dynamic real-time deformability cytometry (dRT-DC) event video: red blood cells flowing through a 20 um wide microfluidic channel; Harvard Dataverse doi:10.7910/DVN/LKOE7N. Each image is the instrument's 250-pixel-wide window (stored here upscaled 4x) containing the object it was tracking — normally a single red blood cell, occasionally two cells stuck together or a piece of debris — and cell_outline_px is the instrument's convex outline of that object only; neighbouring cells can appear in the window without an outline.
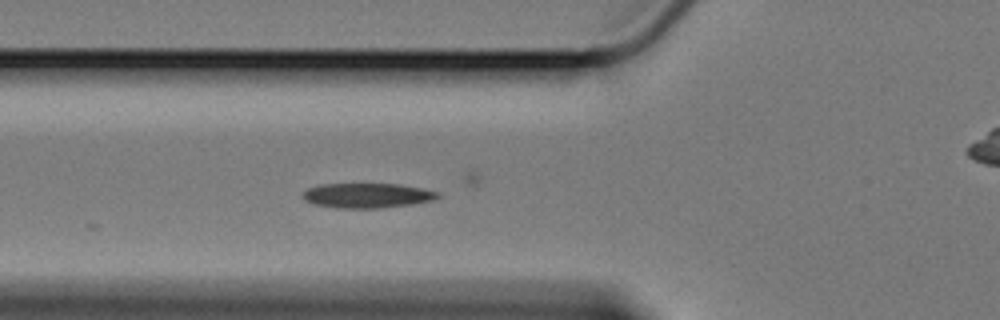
{"species": "Egyptian fruit bat (a non-hibernating species)", "species_latin": "Rousettus aegyptiacus", "temperature_condition": "cold", "stored_images_in_passage": 63, "camera_frame_rate_fps": 3000, "um_per_image_px": 0.085, "animal": {"sex": "female"}, "frame": {"image": 1, "passage_image": 24, "time_ms": 7.667, "image_size_px": [1000, 320], "cell_outline_px": [[440, 196], [432, 200], [412, 204], [384, 208], [336, 208], [312, 204], [304, 200], [300, 196], [308, 188], [320, 184], [400, 184], [424, 188], [440, 192]], "centroid_in_image_um": [31.2, 16.62], "position_along_channel_um": 94.6, "area_um2": 19.77}}
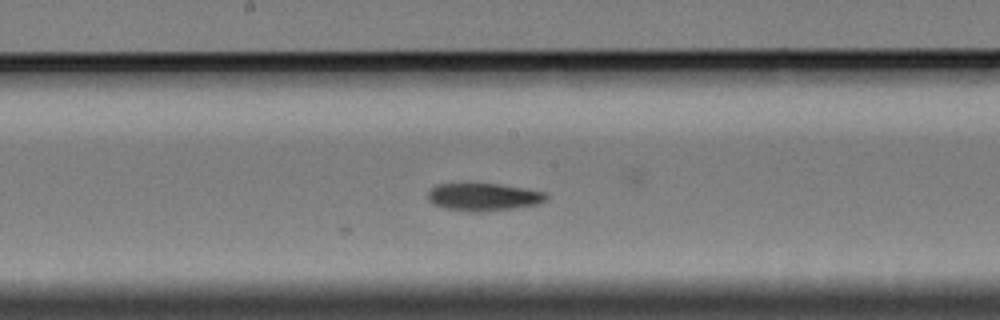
{"frame": {"image": 2, "passage_image": 34, "time_ms": 11.0, "image_size_px": [1000, 320], "cell_outline_px": [[548, 200], [540, 204], [512, 208], [476, 212], [444, 208], [432, 204], [428, 200], [428, 192], [436, 184], [500, 184], [548, 192]], "centroid_in_image_um": [41.14, 16.74], "position_along_channel_um": 207.1, "area_um2": 19.07}}
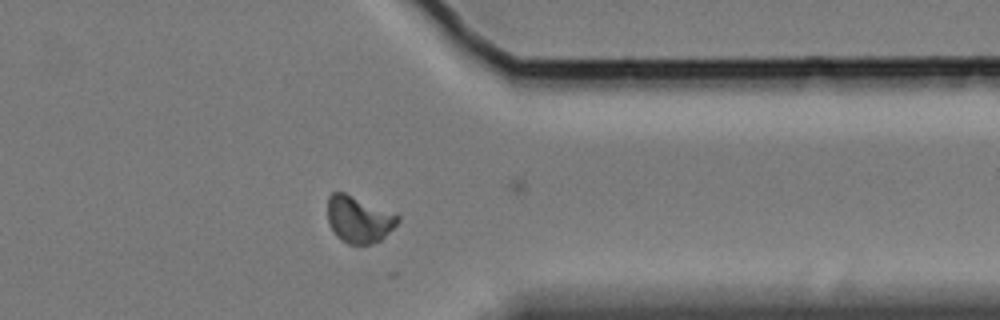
{"frame": {"image": 3, "passage_image": 50, "time_ms": 16.333, "image_size_px": [1000, 320], "cell_outline_px": [[400, 220], [380, 240], [372, 244], [348, 244], [336, 236], [328, 220], [328, 196], [332, 192], [344, 192], [400, 216]], "centroid_in_image_um": [30.47, 18.65], "position_along_channel_um": 380.9, "area_um2": 18.73}, "authors_computed_cell_mechanics": {"area_um2": 18.8428, "velocity_mm_per_s": 3.3645, "shape_relaxation_time_tau1_ms": null, "shape_relaxation_time_tau2_ms": 9.9717, "deformation_change_tau1": null, "deformation_change_tau2": 0.1126}}